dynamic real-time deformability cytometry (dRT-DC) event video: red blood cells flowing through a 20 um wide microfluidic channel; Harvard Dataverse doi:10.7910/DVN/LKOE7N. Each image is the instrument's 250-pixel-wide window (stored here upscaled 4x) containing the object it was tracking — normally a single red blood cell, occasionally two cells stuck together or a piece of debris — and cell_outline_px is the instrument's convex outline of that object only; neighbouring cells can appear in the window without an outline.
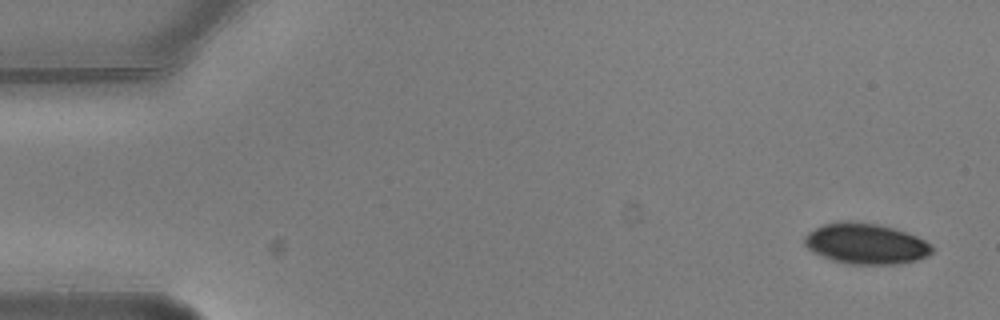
{"species": "common noctule bat (a hibernating species)", "species_latin": "Nyctalus noctula", "temperature_condition": "warm", "stored_images_in_passage": 5, "camera_frame_rate_fps": 3000, "um_per_image_px": 0.085, "animal": {"sex": "male", "body_mass_g": 20.5, "forearm_length_mm": 52.5}, "frame": {"image": 1, "passage_image": 1, "time_ms": 0.0, "image_size_px": [1000, 320], "cell_outline_px": [[932, 252], [928, 256], [916, 260], [896, 264], [848, 264], [832, 260], [808, 248], [804, 244], [804, 236], [808, 232], [824, 224], [836, 220], [852, 220], [880, 224], [896, 228], [916, 236], [932, 244]], "centroid_in_image_um": [73.6, 20.69], "position_along_channel_um": 11.4, "area_um2": 30.46}}